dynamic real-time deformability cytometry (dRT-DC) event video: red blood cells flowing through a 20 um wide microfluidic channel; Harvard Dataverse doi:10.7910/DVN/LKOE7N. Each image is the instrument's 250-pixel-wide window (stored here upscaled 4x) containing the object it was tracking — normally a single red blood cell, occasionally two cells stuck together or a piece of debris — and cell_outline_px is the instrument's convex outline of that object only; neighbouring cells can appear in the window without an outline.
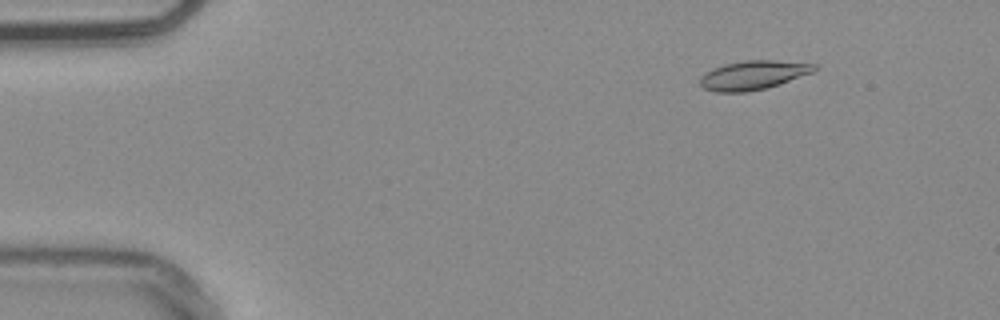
{"species": "common noctule bat (a hibernating species)", "species_latin": "Nyctalus noctula", "temperature_condition": "warm", "stored_images_in_passage": 54, "camera_frame_rate_fps": 3000, "um_per_image_px": 0.085, "animal": {"sex": "male", "body_mass_g": 20.4}, "frame": {"image": 1, "passage_image": 7, "time_ms": 2.0, "image_size_px": [1000, 320], "cell_outline_px": [[820, 68], [812, 72], [764, 88], [744, 92], [716, 92], [704, 88], [700, 84], [700, 76], [704, 72], [712, 68], [724, 64], [744, 60], [776, 60], [816, 64]], "centroid_in_image_um": [63.98, 6.36], "position_along_channel_um": 21.0, "area_um2": 19.13}}
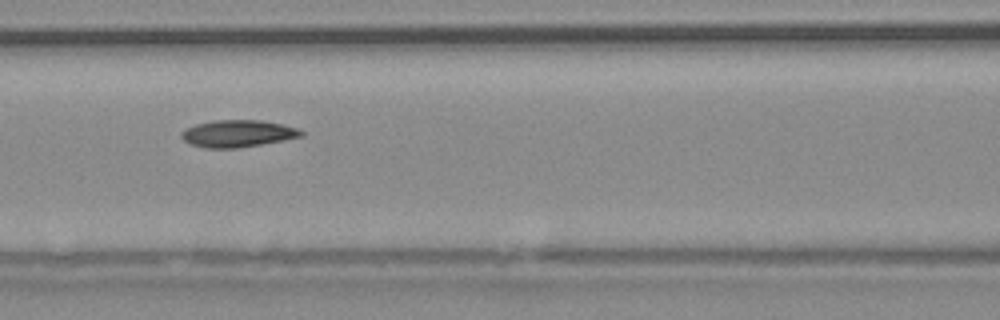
{"frame": {"image": 2, "passage_image": 24, "time_ms": 7.667, "image_size_px": [1000, 320], "cell_outline_px": [[304, 136], [284, 140], [236, 148], [204, 148], [192, 144], [184, 140], [180, 136], [180, 132], [196, 124], [212, 120], [264, 120], [296, 128], [304, 132]], "centroid_in_image_um": [20.2, 11.35], "position_along_channel_um": 146.4, "area_um2": 18.79}}
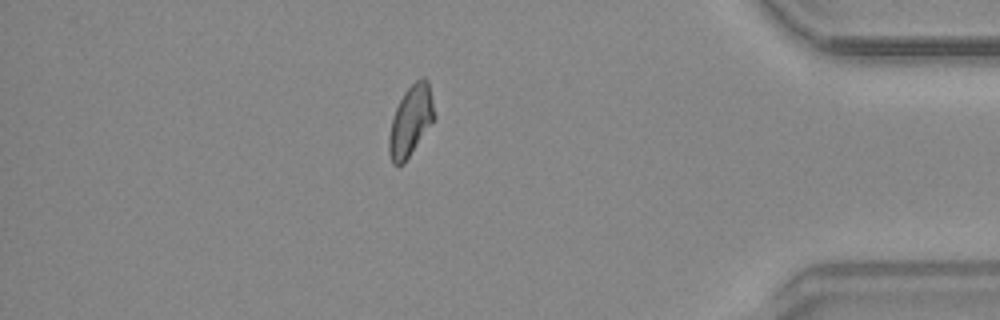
{"frame": {"image": 3, "passage_image": 47, "time_ms": 15.333, "image_size_px": [1000, 320], "cell_outline_px": [[432, 120], [404, 164], [392, 164], [388, 152], [388, 136], [392, 116], [404, 92], [420, 76], [424, 76], [428, 80], [432, 100]], "centroid_in_image_um": [34.84, 10.26], "position_along_channel_um": 400.4, "area_um2": 18.09}, "authors_computed_cell_mechanics": {"area_um2": 18.7561, "velocity_mm_per_s": 3.7836, "shape_relaxation_time_tau1_ms": null, "shape_relaxation_time_tau2_ms": 2.8236, "deformation_change_tau1": null, "deformation_change_tau2": 0.0728}}